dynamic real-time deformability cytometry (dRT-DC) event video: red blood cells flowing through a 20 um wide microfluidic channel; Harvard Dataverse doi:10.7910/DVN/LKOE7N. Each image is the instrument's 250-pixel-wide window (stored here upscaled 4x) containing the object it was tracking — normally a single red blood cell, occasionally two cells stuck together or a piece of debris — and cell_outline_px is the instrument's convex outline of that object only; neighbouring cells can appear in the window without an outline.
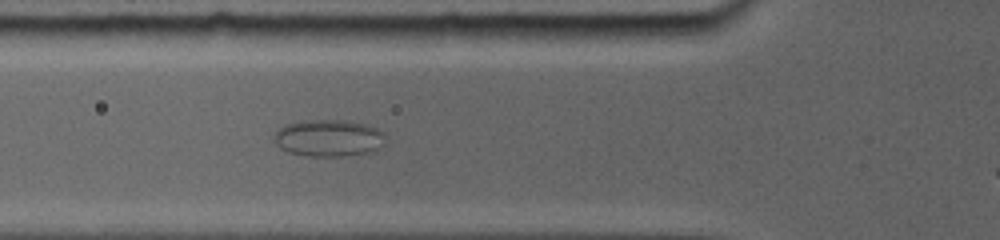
{"species": "common noctule bat (a hibernating species)", "species_latin": "Nyctalus noctula", "temperature_condition": "room temperature", "stored_images_in_passage": 25, "camera_frame_rate_fps": 5000, "um_per_image_px": 0.085, "animal": {"sex": "female", "body_mass_g": 19.0, "forearm_length_mm": 56.7}, "frame": {"image": 1, "passage_image": 12, "time_ms": 4.8, "image_size_px": [1000, 240], "cell_outline_px": [[380, 132], [376, 148], [364, 152], [340, 156], [308, 156], [292, 152], [284, 148], [276, 140], [276, 132], [280, 128], [288, 124], [312, 120], [344, 120], [360, 124], [372, 128]], "centroid_in_image_um": [27.83, 11.73], "position_along_channel_um": 98.0, "area_um2": 22.14}}
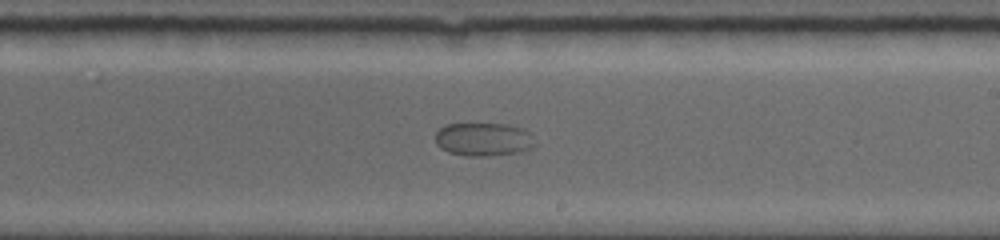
{"frame": {"image": 2, "passage_image": 18, "time_ms": 9.0, "image_size_px": [1000, 240], "cell_outline_px": [[536, 144], [532, 148], [520, 152], [488, 156], [468, 156], [448, 152], [440, 148], [436, 144], [436, 132], [440, 128], [448, 124], [508, 124], [524, 128], [528, 132]], "centroid_in_image_um": [41.1, 11.85], "position_along_channel_um": 247.9, "area_um2": 19.42}}
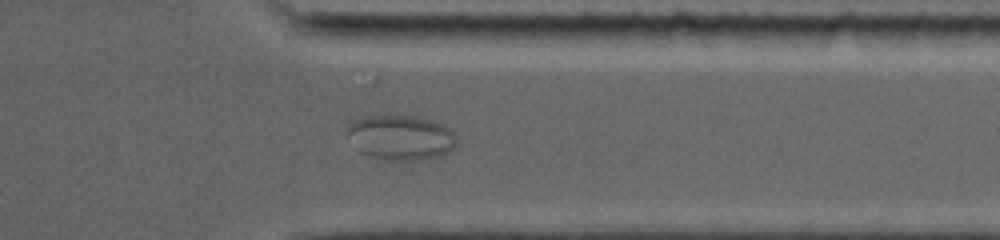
{"frame": {"image": 3, "passage_image": 24, "time_ms": 12.6, "image_size_px": [1000, 240], "cell_outline_px": [[456, 144], [448, 152], [440, 156], [416, 160], [388, 160], [372, 156], [360, 152], [348, 132], [348, 124], [352, 120], [364, 116], [412, 116], [432, 120], [444, 124], [456, 136]], "centroid_in_image_um": [34.09, 11.68], "position_along_channel_um": 377.3, "area_um2": 28.26}}